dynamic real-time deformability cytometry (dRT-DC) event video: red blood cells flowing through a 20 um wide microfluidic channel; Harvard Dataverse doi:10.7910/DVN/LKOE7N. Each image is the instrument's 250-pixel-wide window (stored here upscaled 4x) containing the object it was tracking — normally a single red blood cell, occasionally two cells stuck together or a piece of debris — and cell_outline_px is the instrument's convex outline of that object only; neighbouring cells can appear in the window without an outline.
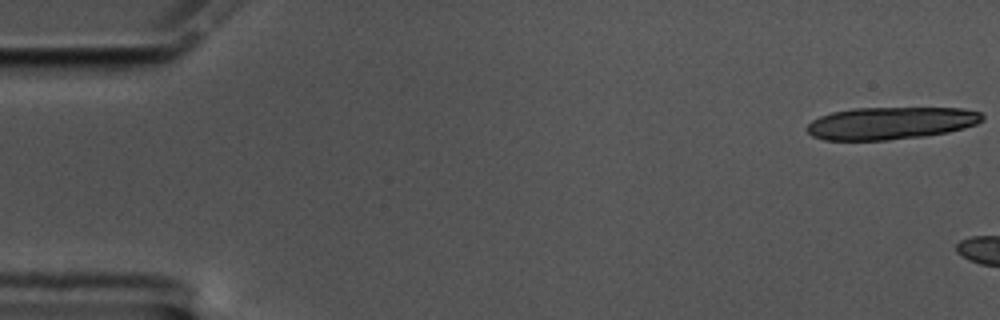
{"species": "common noctule bat (a hibernating species)", "species_latin": "Nyctalus noctula", "temperature_condition": "cold", "stored_images_in_passage": 5, "camera_frame_rate_fps": 3000, "um_per_image_px": 0.085, "animal": {"sex": "male", "body_mass_g": 17.5, "forearm_length_mm": 52.3}, "frame": {"image": 1, "passage_image": 1, "time_ms": 0.0, "image_size_px": [1000, 320], "cell_outline_px": [[984, 120], [976, 124], [964, 128], [948, 132], [924, 136], [888, 140], [824, 140], [812, 136], [808, 132], [808, 124], [812, 120], [820, 116], [832, 112], [852, 108], [964, 108], [980, 112], [984, 116]], "centroid_in_image_um": [75.73, 10.46], "position_along_channel_um": 9.3, "area_um2": 33.18}}